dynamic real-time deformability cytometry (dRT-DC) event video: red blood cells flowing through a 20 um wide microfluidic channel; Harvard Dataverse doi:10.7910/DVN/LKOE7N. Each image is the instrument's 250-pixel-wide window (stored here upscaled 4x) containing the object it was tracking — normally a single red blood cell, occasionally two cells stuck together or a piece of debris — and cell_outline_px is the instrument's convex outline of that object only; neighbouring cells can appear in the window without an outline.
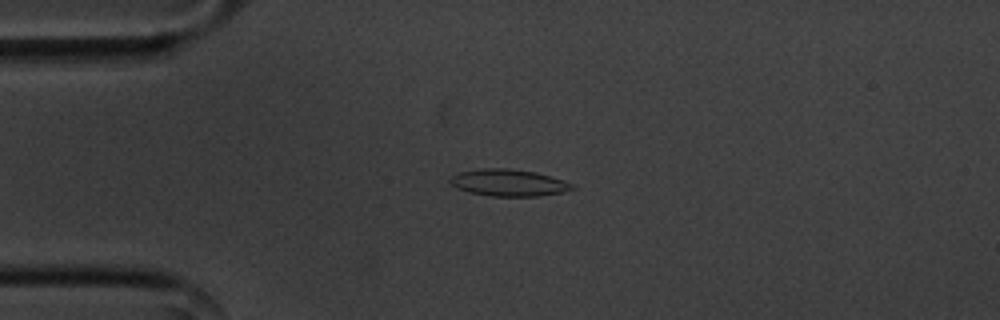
{"species": "common noctule bat (a hibernating species)", "species_latin": "Nyctalus noctula", "temperature_condition": "cold", "stored_images_in_passage": 40, "camera_frame_rate_fps": 3000, "um_per_image_px": 0.085, "animal": {"sex": "male", "body_mass_g": 20.1, "forearm_length_mm": 53.5}, "frame": {"image": 1, "passage_image": 4, "time_ms": 1.0, "image_size_px": [1000, 320], "cell_outline_px": [[576, 188], [564, 192], [536, 196], [492, 196], [468, 192], [456, 188], [448, 180], [456, 172], [480, 168], [504, 168], [536, 172], [564, 180], [576, 184]], "centroid_in_image_um": [43.24, 15.53], "position_along_channel_um": 41.8, "area_um2": 19.31}}
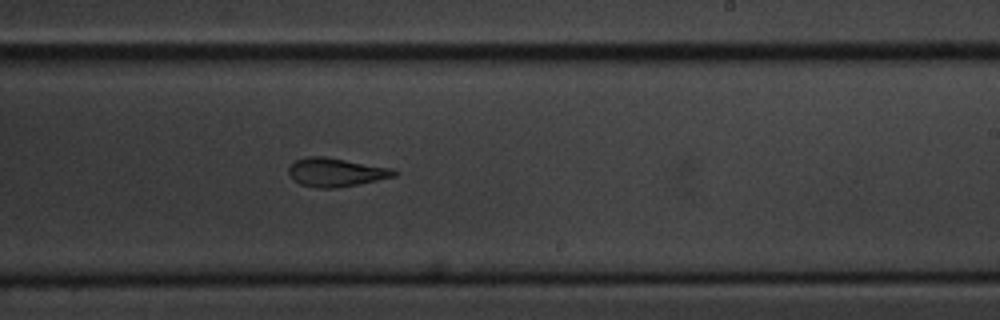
{"frame": {"image": 2, "passage_image": 24, "time_ms": 7.667, "image_size_px": [1000, 320], "cell_outline_px": [[400, 172], [396, 176], [336, 188], [316, 188], [300, 184], [292, 180], [288, 172], [288, 168], [296, 160], [308, 156], [324, 156], [392, 168]], "centroid_in_image_um": [28.54, 14.64], "position_along_channel_um": 260.5, "area_um2": 17.57}}
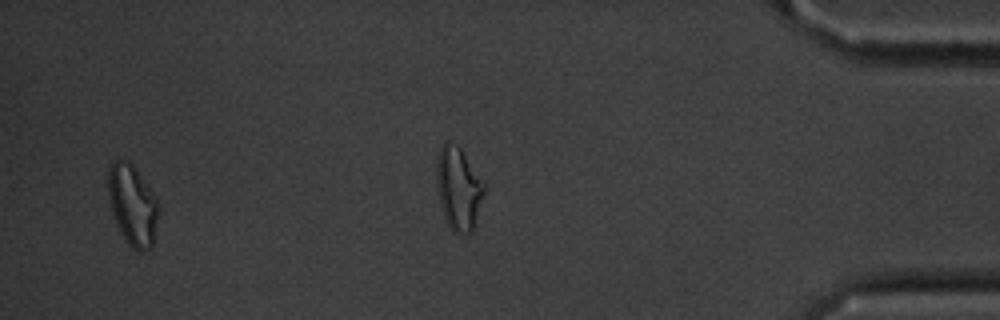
{"frame": {"image": 3, "passage_image": 38, "time_ms": 12.333, "image_size_px": [1000, 320], "cell_outline_px": [[160, 212], [152, 248], [144, 252], [140, 252], [132, 248], [124, 240], [112, 216], [108, 196], [108, 168], [116, 160], [128, 160], [132, 164], [156, 196], [160, 204]], "centroid_in_image_um": [11.29, 17.48], "position_along_channel_um": 423.9, "area_um2": 24.28}, "authors_computed_cell_mechanics": {"area_um2": 18.2937, "velocity_mm_per_s": 3.5888, "shape_relaxation_time_tau1_ms": 3.6228, "shape_relaxation_time_tau2_ms": 2.5906, "deformation_change_tau1": 0.1388, "deformation_change_tau2": 0.0953}}